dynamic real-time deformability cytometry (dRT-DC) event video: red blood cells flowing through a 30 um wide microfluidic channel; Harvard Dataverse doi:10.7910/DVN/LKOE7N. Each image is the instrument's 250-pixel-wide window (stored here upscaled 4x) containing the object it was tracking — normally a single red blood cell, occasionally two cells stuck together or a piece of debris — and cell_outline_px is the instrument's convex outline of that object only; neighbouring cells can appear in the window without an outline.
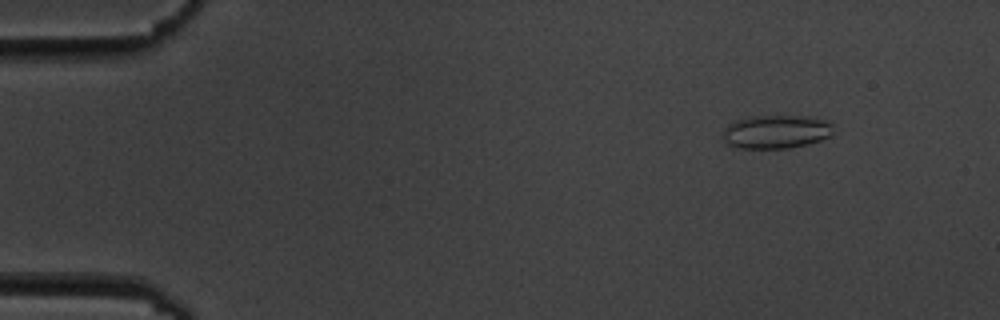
{"species": "common noctule bat (a hibernating species)", "species_latin": "Nyctalus noctula", "temperature_condition": "cold", "stored_images_in_passage": 6, "camera_frame_rate_fps": 3000, "um_per_image_px": 0.085, "animal": {"sex": "male", "body_mass_g": 19.5, "forearm_length_mm": 54.6}, "frame": {"image": 1, "passage_image": 2, "time_ms": 1.0, "image_size_px": [1000, 320], "cell_outline_px": [[832, 136], [820, 140], [788, 148], [736, 148], [728, 144], [724, 140], [724, 128], [728, 124], [736, 120], [752, 116], [812, 116], [828, 120], [832, 124]], "centroid_in_image_um": [65.99, 11.18], "position_along_channel_um": 19.0, "area_um2": 21.62}}